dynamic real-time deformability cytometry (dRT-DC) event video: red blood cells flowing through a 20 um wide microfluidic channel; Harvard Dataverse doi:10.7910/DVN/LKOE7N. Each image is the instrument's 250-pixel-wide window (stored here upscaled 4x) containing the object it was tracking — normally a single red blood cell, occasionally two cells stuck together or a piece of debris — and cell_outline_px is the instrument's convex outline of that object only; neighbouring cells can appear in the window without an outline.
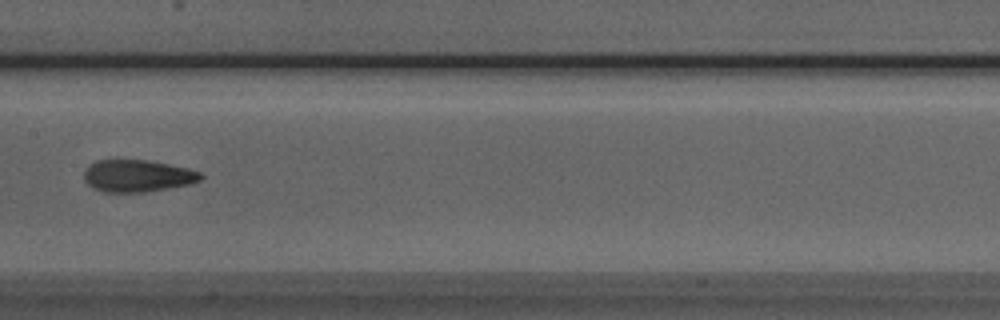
{"species": "Egyptian fruit bat (a non-hibernating species)", "species_latin": "Rousettus aegyptiacus", "temperature_condition": "room temperature", "stored_images_in_passage": 8, "camera_frame_rate_fps": 3000, "um_per_image_px": 0.085, "animal": {"sex": "male"}, "frame": {"image": 1, "passage_image": 8, "time_ms": 8.0, "image_size_px": [1000, 320], "cell_outline_px": [[204, 176], [200, 180], [188, 184], [144, 192], [104, 192], [92, 188], [84, 180], [84, 172], [88, 164], [96, 160], [148, 160], [188, 168], [200, 172]], "centroid_in_image_um": [11.64, 14.94], "position_along_channel_um": 195.8, "area_um2": 21.79}}